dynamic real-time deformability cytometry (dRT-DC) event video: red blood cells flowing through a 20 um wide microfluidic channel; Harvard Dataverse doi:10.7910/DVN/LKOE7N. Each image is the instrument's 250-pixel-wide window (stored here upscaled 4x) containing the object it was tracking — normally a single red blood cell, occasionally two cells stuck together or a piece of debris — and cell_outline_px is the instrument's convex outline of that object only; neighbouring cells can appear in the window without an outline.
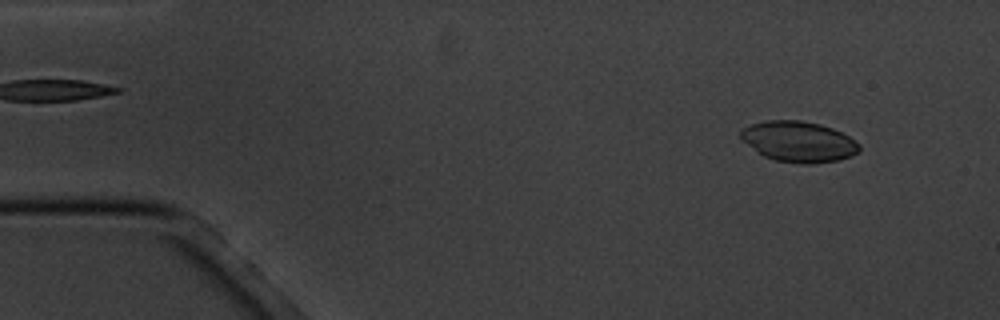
{"species": "common noctule bat (a hibernating species)", "species_latin": "Nyctalus noctula", "temperature_condition": "cold", "stored_images_in_passage": 4, "camera_frame_rate_fps": 3000, "um_per_image_px": 0.085, "animal": {"sex": "male", "body_mass_g": 20.1, "forearm_length_mm": 53.5}, "frame": {"image": 1, "passage_image": 1, "time_ms": 0.0, "image_size_px": [1000, 320], "cell_outline_px": [[860, 152], [852, 156], [840, 160], [812, 164], [800, 164], [776, 160], [764, 156], [756, 152], [740, 140], [740, 128], [752, 124], [768, 120], [800, 120], [820, 124], [832, 128], [848, 136], [860, 144]], "centroid_in_image_um": [67.87, 12.05], "position_along_channel_um": 17.1, "area_um2": 28.44}}
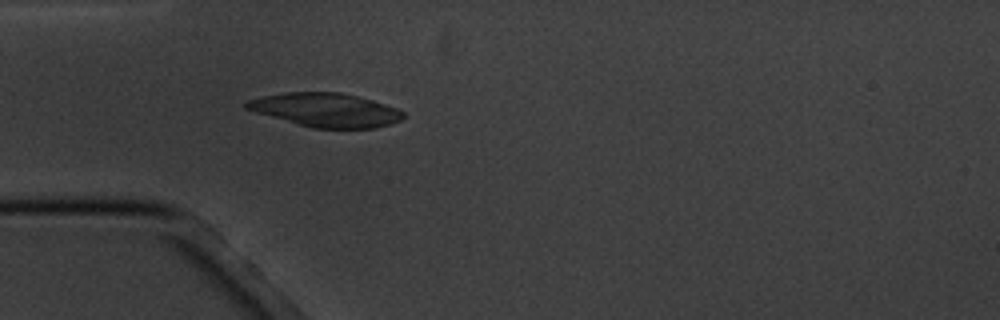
{"frame": {"image": 2, "passage_image": 4, "time_ms": 3.667, "image_size_px": [1000, 320], "cell_outline_px": [[404, 116], [400, 120], [376, 128], [312, 128], [256, 112], [244, 108], [244, 104], [248, 100], [264, 96], [284, 92], [340, 92], [372, 100], [396, 108], [404, 112]], "centroid_in_image_um": [27.68, 9.34], "position_along_channel_um": 57.3, "area_um2": 30.52}}